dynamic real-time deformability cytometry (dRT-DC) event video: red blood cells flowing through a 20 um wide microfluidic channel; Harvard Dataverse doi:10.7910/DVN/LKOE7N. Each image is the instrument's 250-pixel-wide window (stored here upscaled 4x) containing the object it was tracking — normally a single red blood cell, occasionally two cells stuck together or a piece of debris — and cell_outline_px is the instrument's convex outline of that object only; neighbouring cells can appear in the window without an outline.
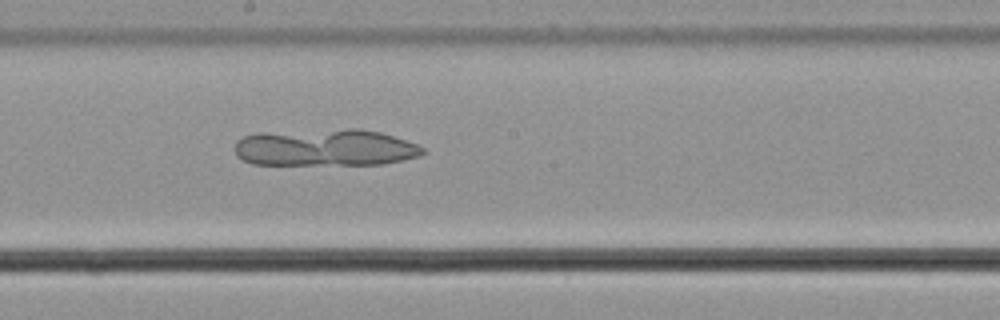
{"species": "common noctule bat (a hibernating species)", "species_latin": "Nyctalus noctula", "temperature_condition": "cold", "stored_images_in_passage": 56, "camera_frame_rate_fps": 3000, "um_per_image_px": 0.085, "animal": {"sex": "male", "body_mass_g": 21.5, "forearm_length_mm": 52.0}, "frame": {"image": 1, "passage_image": 31, "time_ms": 10.0, "image_size_px": [1000, 320], "cell_outline_px": [[424, 152], [420, 156], [384, 164], [252, 164], [236, 156], [236, 140], [244, 136], [256, 132], [348, 128], [360, 128], [380, 132], [416, 144], [424, 148]], "centroid_in_image_um": [27.62, 12.53], "position_along_channel_um": 220.6, "area_um2": 40.75}}
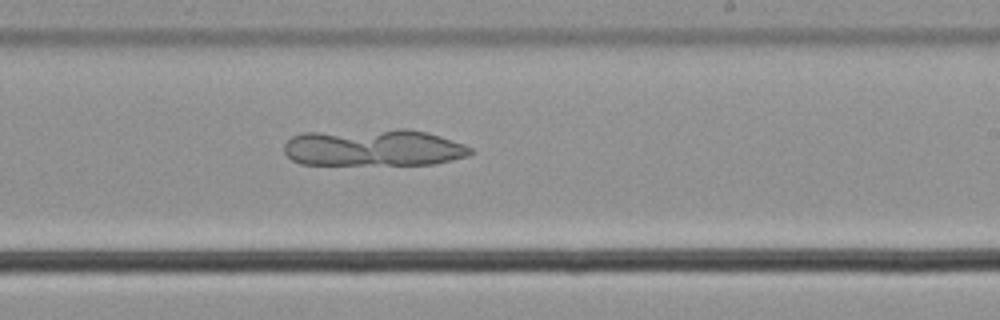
{"frame": {"image": 2, "passage_image": 34, "time_ms": 11.0, "image_size_px": [1000, 320], "cell_outline_px": [[472, 152], [468, 156], [452, 160], [432, 164], [300, 164], [292, 160], [284, 152], [284, 144], [292, 136], [304, 132], [396, 128], [408, 128], [428, 132], [464, 144], [472, 148]], "centroid_in_image_um": [31.75, 12.53], "position_along_channel_um": 257.3, "area_um2": 40.58}}
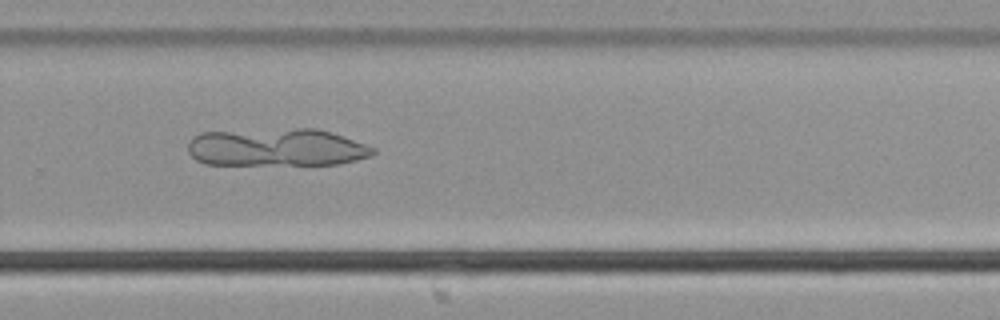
{"frame": {"image": 3, "passage_image": 38, "time_ms": 12.333, "image_size_px": [1000, 320], "cell_outline_px": [[376, 152], [372, 156], [340, 164], [204, 164], [196, 160], [188, 152], [188, 140], [192, 136], [200, 132], [296, 128], [316, 128], [332, 132], [376, 148]], "centroid_in_image_um": [23.5, 12.52], "position_along_channel_um": 306.3, "area_um2": 41.04}}